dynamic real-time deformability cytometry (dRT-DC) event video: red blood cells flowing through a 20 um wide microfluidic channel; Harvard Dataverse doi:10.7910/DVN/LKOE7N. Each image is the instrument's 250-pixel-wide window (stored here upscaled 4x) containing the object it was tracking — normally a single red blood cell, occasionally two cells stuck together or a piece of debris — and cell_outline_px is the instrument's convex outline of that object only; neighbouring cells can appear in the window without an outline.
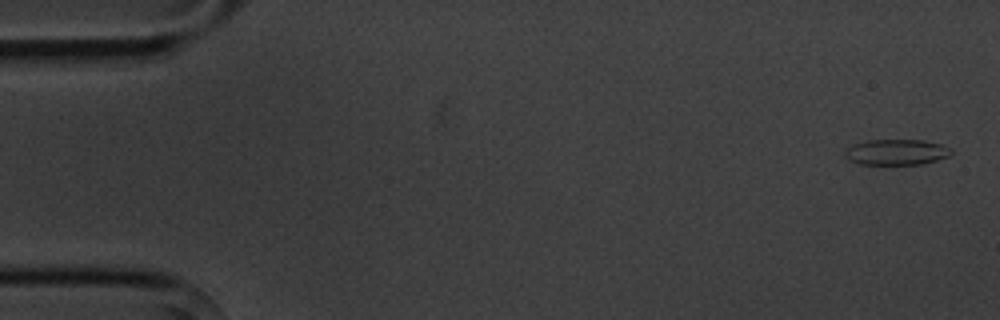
{"species": "common noctule bat (a hibernating species)", "species_latin": "Nyctalus noctula", "temperature_condition": "cold", "stored_images_in_passage": 5, "camera_frame_rate_fps": 3000, "um_per_image_px": 0.085, "animal": {"sex": "male", "body_mass_g": 20.1, "forearm_length_mm": 53.5}, "frame": {"image": 1, "passage_image": 1, "time_ms": 0.0, "image_size_px": [1000, 320], "cell_outline_px": [[952, 152], [948, 156], [936, 160], [920, 164], [860, 164], [848, 160], [844, 152], [848, 148], [856, 144], [868, 140], [924, 140], [940, 144], [952, 148]], "centroid_in_image_um": [76.21, 12.93], "position_along_channel_um": 8.8, "area_um2": 15.72}}
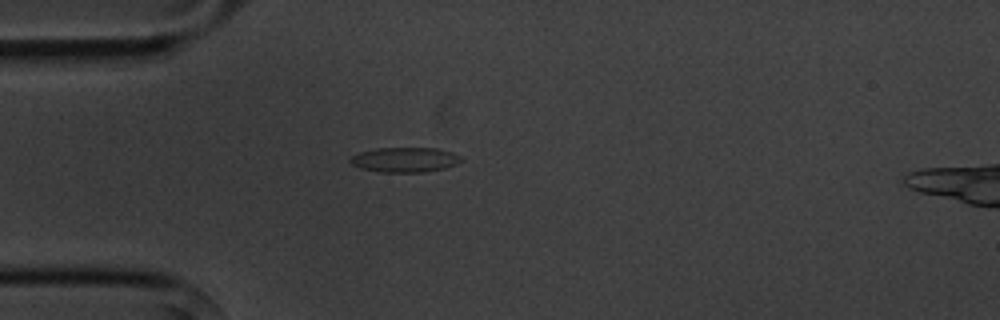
{"frame": {"image": 2, "passage_image": 5, "time_ms": 4.333, "image_size_px": [1000, 320], "cell_outline_px": [[460, 160], [456, 164], [444, 168], [424, 172], [380, 172], [360, 168], [352, 164], [348, 160], [352, 156], [360, 152], [376, 148], [436, 148], [452, 152], [460, 156]], "centroid_in_image_um": [34.38, 13.57], "position_along_channel_um": 50.6, "area_um2": 15.95}}